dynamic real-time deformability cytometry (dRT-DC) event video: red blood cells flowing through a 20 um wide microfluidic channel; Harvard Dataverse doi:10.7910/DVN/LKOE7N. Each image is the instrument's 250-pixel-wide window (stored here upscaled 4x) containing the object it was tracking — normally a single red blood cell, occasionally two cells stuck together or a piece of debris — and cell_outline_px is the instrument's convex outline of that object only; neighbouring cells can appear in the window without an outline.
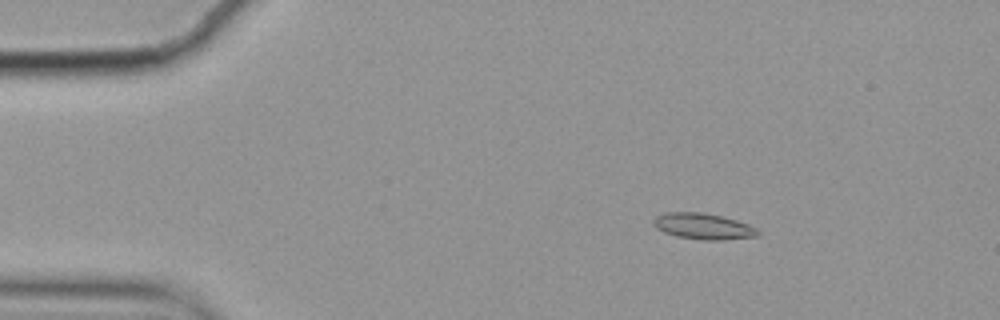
{"species": "common noctule bat (a hibernating species)", "species_latin": "Nyctalus noctula", "temperature_condition": "cold", "stored_images_in_passage": 57, "camera_frame_rate_fps": 3000, "um_per_image_px": 0.085, "animal": {"sex": "female", "body_mass_g": 19.9}, "frame": {"image": 1, "passage_image": 9, "time_ms": 2.667, "image_size_px": [1000, 320], "cell_outline_px": [[760, 232], [756, 236], [720, 240], [700, 240], [676, 236], [664, 232], [656, 228], [652, 224], [652, 220], [656, 216], [664, 212], [704, 212], [736, 220], [748, 224], [756, 228]], "centroid_in_image_um": [59.72, 19.23], "position_along_channel_um": 25.3, "area_um2": 15.9}}
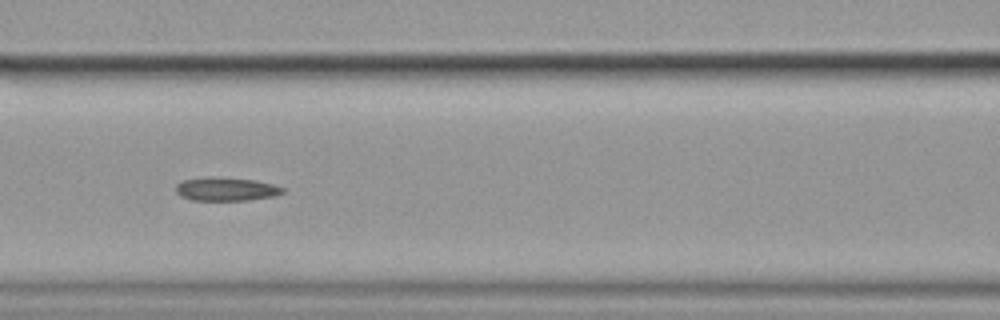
{"frame": {"image": 2, "passage_image": 25, "time_ms": 8.0, "image_size_px": [1000, 320], "cell_outline_px": [[284, 192], [276, 196], [248, 200], [192, 200], [180, 196], [176, 192], [176, 184], [184, 180], [212, 176], [256, 180], [272, 184], [284, 188]], "centroid_in_image_um": [19.22, 16.07], "position_along_channel_um": 147.4, "area_um2": 14.68}}
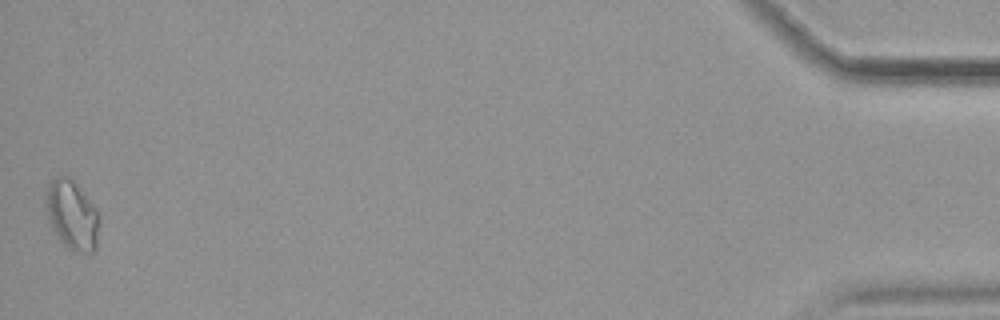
{"frame": {"image": 3, "passage_image": 57, "time_ms": 18.667, "image_size_px": [1000, 320], "cell_outline_px": [[100, 224], [96, 248], [92, 252], [72, 252], [60, 240], [52, 228], [48, 220], [44, 208], [44, 192], [48, 184], [56, 176], [68, 176], [72, 180], [96, 208], [100, 216]], "centroid_in_image_um": [6.1, 18.28], "position_along_channel_um": 429.1, "area_um2": 21.96}, "authors_computed_cell_mechanics": {"area_um2": 15.028, "velocity_mm_per_s": 3.5021, "shape_relaxation_time_tau1_ms": null, "shape_relaxation_time_tau2_ms": 7.0397, "deformation_change_tau1": null, "deformation_change_tau2": 0.1151}}